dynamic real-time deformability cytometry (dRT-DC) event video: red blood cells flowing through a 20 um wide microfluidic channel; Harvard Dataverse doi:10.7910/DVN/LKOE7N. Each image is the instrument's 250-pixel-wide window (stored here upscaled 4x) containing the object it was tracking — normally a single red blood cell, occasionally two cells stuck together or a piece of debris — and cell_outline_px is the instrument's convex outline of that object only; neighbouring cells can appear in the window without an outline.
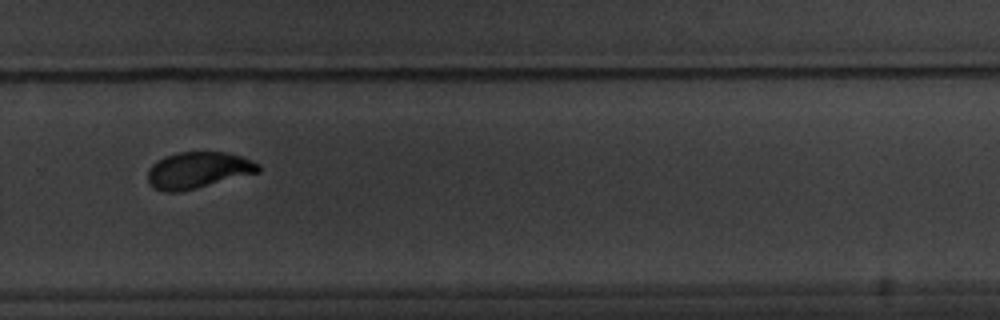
{"species": "common noctule bat (a hibernating species)", "species_latin": "Nyctalus noctula", "temperature_condition": "warm", "stored_images_in_passage": 18, "camera_frame_rate_fps": 3000, "um_per_image_px": 0.085, "animal": {"sex": "male", "body_mass_g": 20.1, "forearm_length_mm": 53.5}, "frame": {"image": 1, "passage_image": 13, "time_ms": 16.0, "image_size_px": [1000, 320], "cell_outline_px": [[260, 172], [180, 192], [164, 192], [156, 188], [148, 180], [148, 172], [152, 164], [164, 156], [176, 152], [228, 152], [252, 160], [260, 164]], "centroid_in_image_um": [16.85, 14.45], "position_along_channel_um": 312.9, "area_um2": 23.41}}
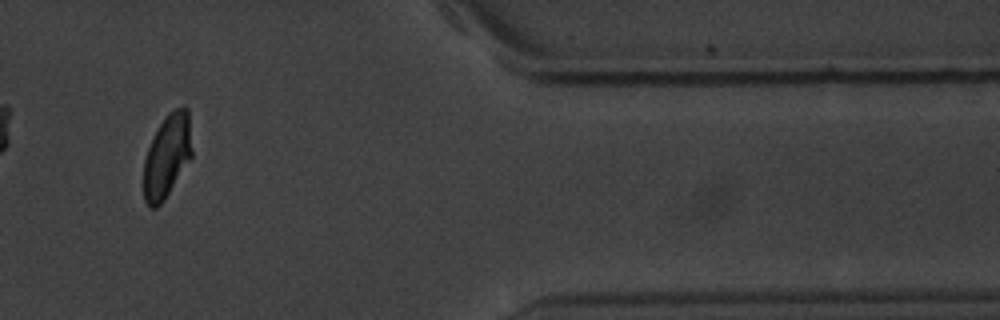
{"frame": {"image": 2, "passage_image": 16, "time_ms": 19.333, "image_size_px": [1000, 320], "cell_outline_px": [[192, 156], [164, 200], [156, 208], [148, 208], [144, 200], [144, 160], [152, 136], [156, 128], [168, 112], [184, 104], [188, 108], [192, 148]], "centroid_in_image_um": [14.2, 13.23], "position_along_channel_um": 397.2, "area_um2": 23.7}, "authors_computed_cell_mechanics": {"area_um2": 24.1026, "velocity_mm_per_s": 3.3626, "shape_relaxation_time_tau1_ms": null, "shape_relaxation_time_tau2_ms": 8.3949, "deformation_change_tau1": null, "deformation_change_tau2": 0.0903}}